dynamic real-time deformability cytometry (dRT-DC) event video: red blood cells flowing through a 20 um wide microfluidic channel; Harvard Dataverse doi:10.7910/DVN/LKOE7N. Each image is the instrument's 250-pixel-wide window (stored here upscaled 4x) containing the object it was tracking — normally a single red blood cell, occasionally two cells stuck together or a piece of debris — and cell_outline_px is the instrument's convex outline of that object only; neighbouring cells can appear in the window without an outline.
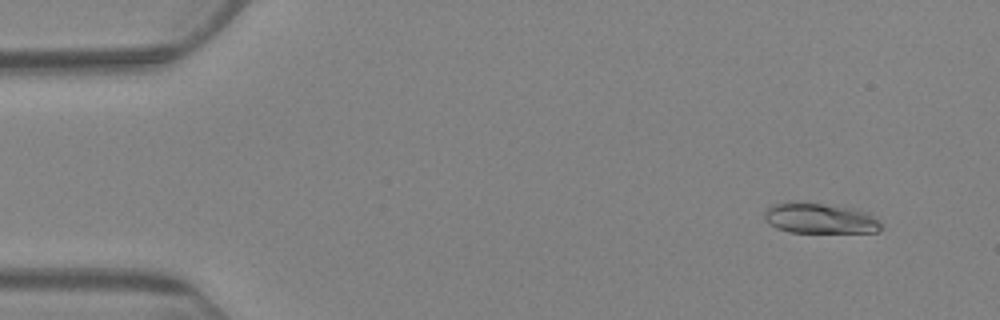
{"species": "Egyptian fruit bat (a non-hibernating species)", "species_latin": "Rousettus aegyptiacus", "temperature_condition": "warm", "stored_images_in_passage": 5, "camera_frame_rate_fps": 3000, "um_per_image_px": 0.085, "animal": {"sex": "female"}, "frame": {"image": 1, "passage_image": 2, "time_ms": 1.333, "image_size_px": [1000, 320], "cell_outline_px": [[880, 228], [876, 232], [788, 232], [776, 228], [768, 224], [764, 216], [764, 212], [772, 204], [820, 204], [856, 208], [868, 212], [880, 220]], "centroid_in_image_um": [69.73, 18.59], "position_along_channel_um": 15.3, "area_um2": 20.23}}
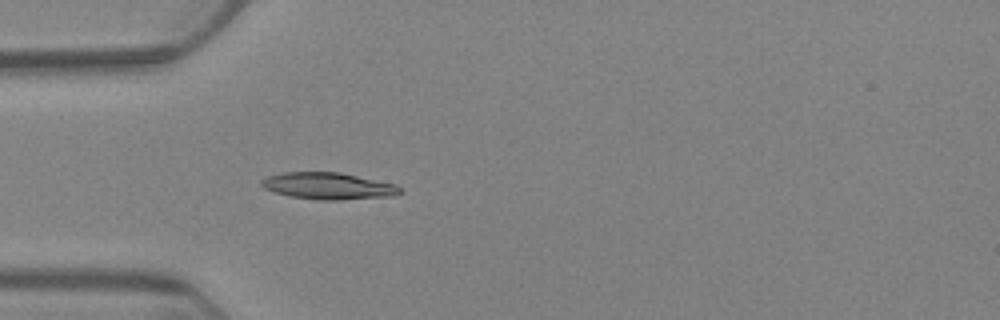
{"frame": {"image": 2, "passage_image": 5, "time_ms": 6.0, "image_size_px": [1000, 320], "cell_outline_px": [[404, 192], [392, 196], [340, 200], [320, 200], [292, 196], [276, 192], [264, 188], [260, 184], [260, 180], [268, 176], [284, 172], [340, 172], [396, 184]], "centroid_in_image_um": [27.93, 15.8], "position_along_channel_um": 57.1, "area_um2": 21.56}}